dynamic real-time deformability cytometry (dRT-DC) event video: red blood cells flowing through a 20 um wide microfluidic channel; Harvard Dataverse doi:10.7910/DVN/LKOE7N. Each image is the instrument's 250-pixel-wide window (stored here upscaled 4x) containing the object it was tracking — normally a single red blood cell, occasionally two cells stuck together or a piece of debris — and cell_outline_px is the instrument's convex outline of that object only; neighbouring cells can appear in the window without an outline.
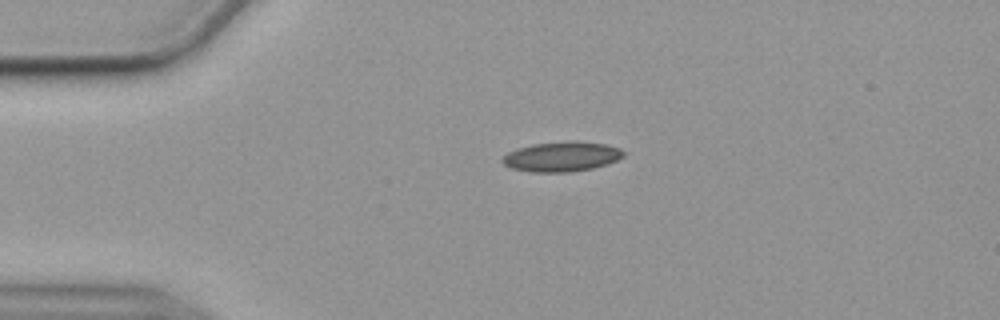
{"species": "common noctule bat (a hibernating species)", "species_latin": "Nyctalus noctula", "temperature_condition": "cold", "stored_images_in_passage": 45, "camera_frame_rate_fps": 3000, "um_per_image_px": 0.085, "animal": {"sex": "female", "body_mass_g": 19.9}, "frame": {"image": 1, "passage_image": 1, "time_ms": 0.0, "image_size_px": [1000, 320], "cell_outline_px": [[624, 156], [608, 164], [592, 168], [568, 172], [532, 172], [512, 168], [504, 164], [500, 160], [508, 152], [516, 148], [532, 144], [572, 140], [576, 140], [604, 144], [620, 148], [624, 152]], "centroid_in_image_um": [47.74, 13.3], "position_along_channel_um": 37.3, "area_um2": 21.15}}
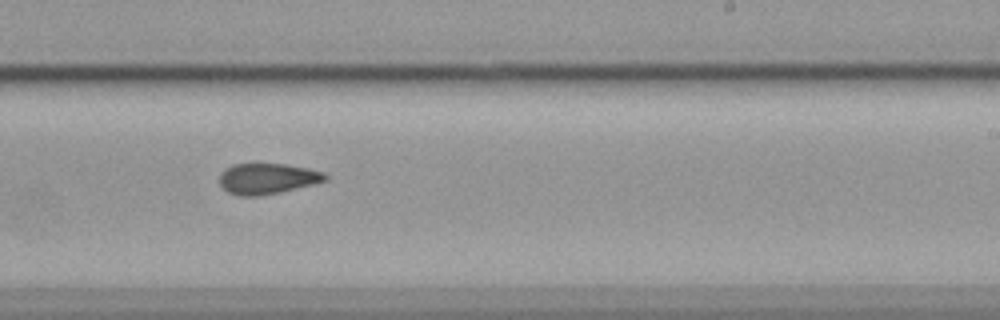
{"frame": {"image": 2, "passage_image": 23, "time_ms": 7.333, "image_size_px": [1000, 320], "cell_outline_px": [[328, 180], [280, 192], [256, 196], [240, 196], [228, 192], [220, 184], [220, 172], [224, 168], [232, 164], [284, 164], [308, 168], [324, 172], [328, 176]], "centroid_in_image_um": [22.71, 15.17], "position_along_channel_um": 266.3, "area_um2": 18.9}}
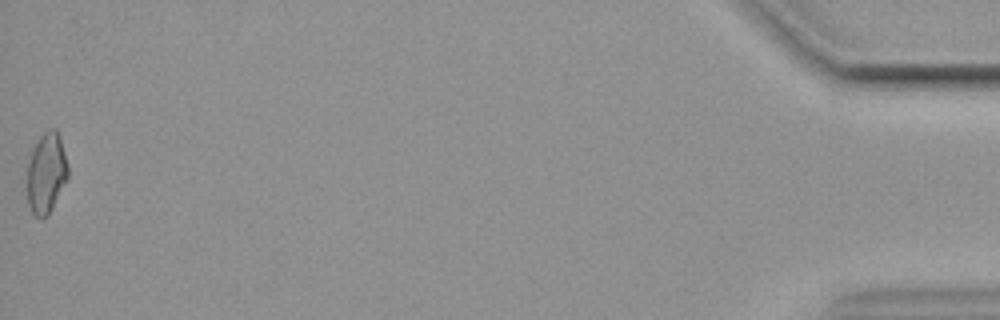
{"frame": {"image": 3, "passage_image": 45, "time_ms": 14.667, "image_size_px": [1000, 320], "cell_outline_px": [[68, 176], [48, 216], [40, 220], [32, 212], [28, 204], [28, 164], [32, 152], [40, 136], [48, 128], [56, 128], [60, 136], [68, 164]], "centroid_in_image_um": [3.95, 14.71], "position_along_channel_um": 431.2, "area_um2": 19.02}, "authors_computed_cell_mechanics": {"area_um2": 19.1318, "velocity_mm_per_s": 3.5758, "shape_relaxation_time_tau1_ms": null, "shape_relaxation_time_tau2_ms": 4.2546, "deformation_change_tau1": null, "deformation_change_tau2": 0.1103}}